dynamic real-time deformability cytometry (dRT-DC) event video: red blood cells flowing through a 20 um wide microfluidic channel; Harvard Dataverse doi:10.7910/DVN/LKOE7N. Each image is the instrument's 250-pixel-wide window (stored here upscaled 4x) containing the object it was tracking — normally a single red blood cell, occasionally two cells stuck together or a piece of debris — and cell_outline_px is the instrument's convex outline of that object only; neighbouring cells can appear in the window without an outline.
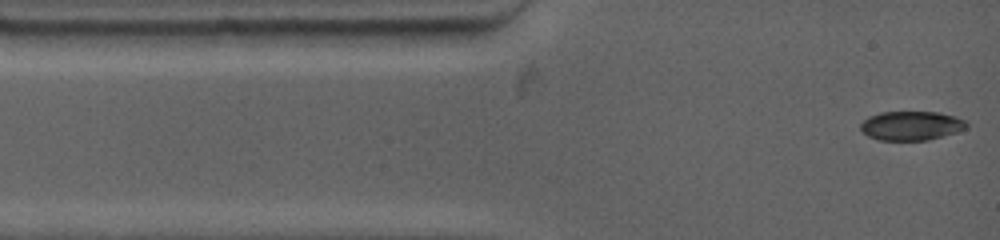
{"species": "common noctule bat (a hibernating species)", "species_latin": "Nyctalus noctula", "temperature_condition": "warm", "stored_images_in_passage": 19, "camera_frame_rate_fps": 4500, "um_per_image_px": 0.085, "animal": {"sex": "female", "body_mass_g": 19.0, "forearm_length_mm": 53.3}, "frame": {"image": 1, "passage_image": 1, "time_ms": 0.0, "image_size_px": [1000, 240], "cell_outline_px": [[968, 128], [956, 132], [928, 140], [876, 140], [868, 136], [860, 128], [860, 124], [868, 116], [880, 112], [936, 112], [956, 116], [964, 120], [968, 124]], "centroid_in_image_um": [77.45, 10.68], "position_along_channel_um": 7.5, "area_um2": 18.03}}
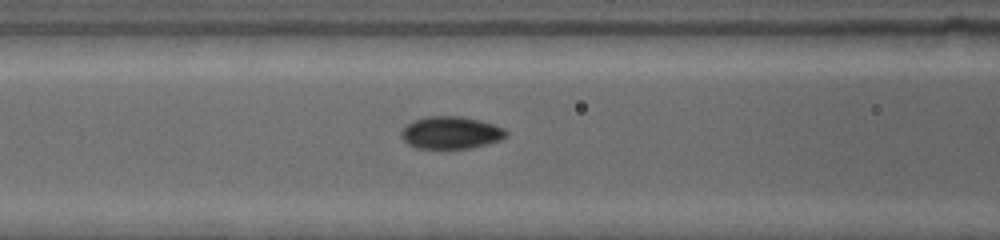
{"frame": {"image": 2, "passage_image": 11, "time_ms": 4.222, "image_size_px": [1000, 240], "cell_outline_px": [[508, 136], [500, 140], [468, 148], [444, 152], [416, 148], [408, 144], [404, 140], [400, 132], [412, 120], [428, 116], [460, 116], [480, 120], [504, 128], [508, 132]], "centroid_in_image_um": [38.3, 11.32], "position_along_channel_um": 128.3, "area_um2": 20.4}}
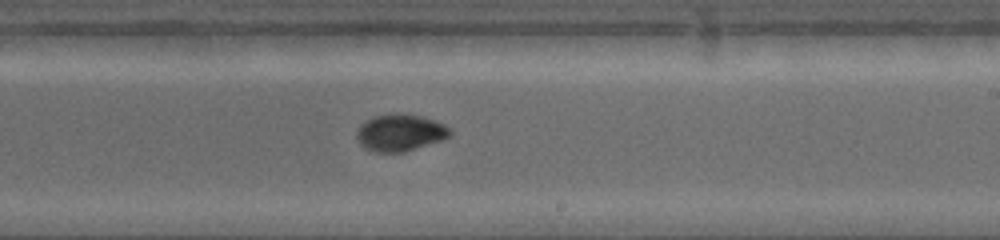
{"frame": {"image": 3, "passage_image": 19, "time_ms": 7.556, "image_size_px": [1000, 240], "cell_outline_px": [[452, 136], [444, 140], [404, 152], [372, 152], [364, 148], [360, 144], [356, 136], [356, 132], [360, 124], [372, 116], [420, 116], [444, 124], [452, 132]], "centroid_in_image_um": [34.01, 11.33], "position_along_channel_um": 255.0, "area_um2": 19.71}}